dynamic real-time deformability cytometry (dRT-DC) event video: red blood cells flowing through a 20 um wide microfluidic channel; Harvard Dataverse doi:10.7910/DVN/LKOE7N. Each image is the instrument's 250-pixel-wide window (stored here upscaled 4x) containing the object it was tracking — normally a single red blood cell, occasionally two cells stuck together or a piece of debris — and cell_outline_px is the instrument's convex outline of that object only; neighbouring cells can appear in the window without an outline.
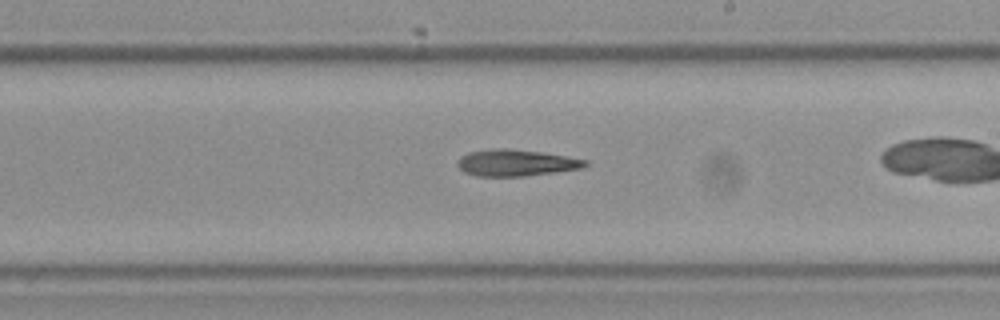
{"species": "Egyptian fruit bat (a non-hibernating species)", "species_latin": "Rousettus aegyptiacus", "temperature_condition": "cold", "stored_images_in_passage": 24, "camera_frame_rate_fps": 3000, "um_per_image_px": 0.085, "frame": {"image": 1, "passage_image": 12, "time_ms": 3.667, "image_size_px": [1000, 320], "cell_outline_px": [[588, 164], [584, 168], [556, 172], [524, 176], [476, 176], [464, 172], [456, 164], [460, 156], [468, 152], [492, 148], [508, 148], [544, 152], [588, 160]], "centroid_in_image_um": [43.86, 13.83], "position_along_channel_um": 245.1, "area_um2": 20.0}}
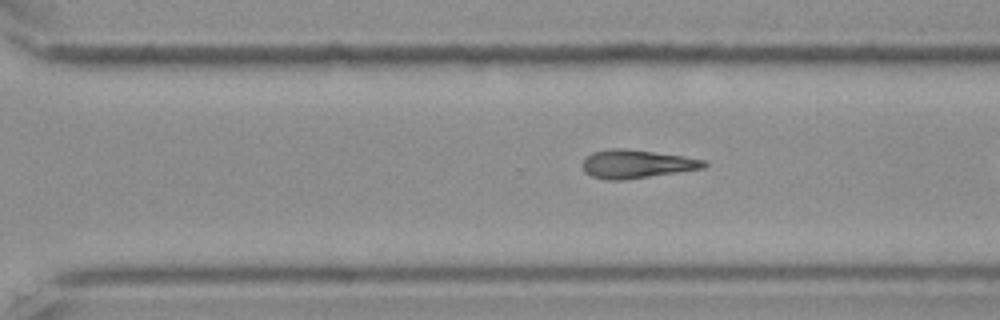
{"frame": {"image": 2, "passage_image": 18, "time_ms": 5.667, "image_size_px": [1000, 320], "cell_outline_px": [[708, 164], [704, 168], [624, 180], [608, 180], [592, 176], [584, 172], [584, 156], [592, 152], [608, 148], [624, 148], [684, 156], [704, 160]], "centroid_in_image_um": [54.08, 13.93], "position_along_channel_um": 316.5, "area_um2": 20.06}}